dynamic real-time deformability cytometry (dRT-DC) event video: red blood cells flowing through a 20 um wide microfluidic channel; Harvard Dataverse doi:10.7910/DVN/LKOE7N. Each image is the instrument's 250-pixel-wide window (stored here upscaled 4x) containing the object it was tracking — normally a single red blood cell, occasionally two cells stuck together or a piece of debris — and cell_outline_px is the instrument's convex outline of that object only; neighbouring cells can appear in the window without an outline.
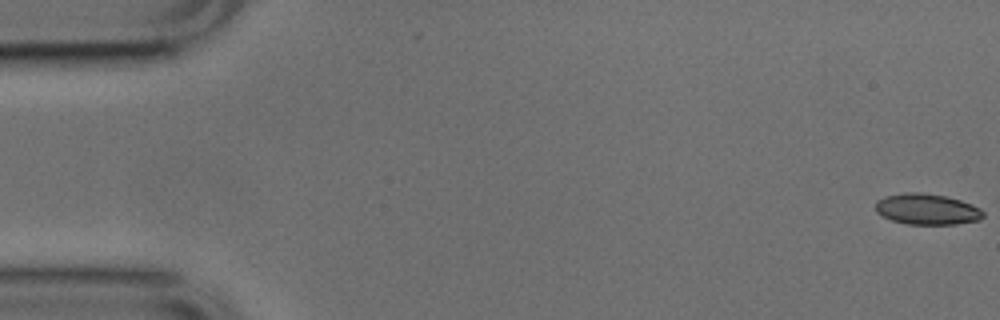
{"species": "common noctule bat (a hibernating species)", "species_latin": "Nyctalus noctula", "temperature_condition": "cold", "stored_images_in_passage": 32, "camera_frame_rate_fps": 3000, "um_per_image_px": 0.085, "animal": {"sex": "male", "body_mass_g": 17.9, "forearm_length_mm": 54.2}, "frame": {"image": 1, "passage_image": 1, "time_ms": 0.0, "image_size_px": [1000, 320], "cell_outline_px": [[984, 216], [980, 220], [956, 224], [908, 224], [892, 220], [876, 212], [876, 200], [884, 196], [904, 192], [920, 192], [944, 196], [960, 200], [972, 204], [980, 208], [984, 212]], "centroid_in_image_um": [78.8, 17.77], "position_along_channel_um": 6.2, "area_um2": 19.42}}
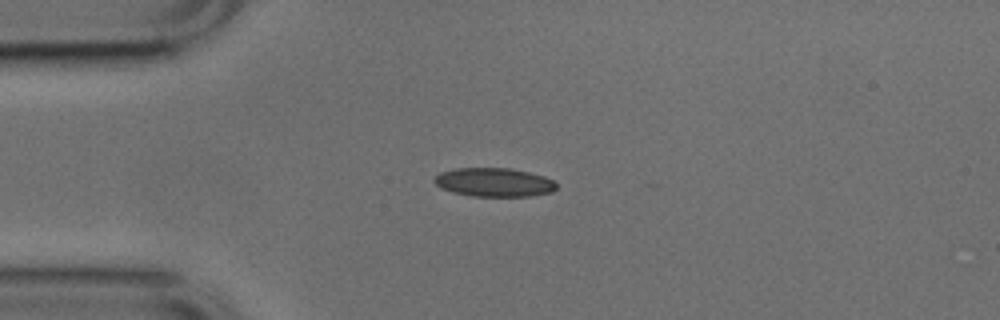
{"frame": {"image": 2, "passage_image": 13, "time_ms": 4.0, "image_size_px": [1000, 320], "cell_outline_px": [[556, 188], [552, 192], [528, 196], [472, 196], [452, 192], [440, 188], [432, 180], [440, 172], [456, 168], [508, 168], [528, 172], [544, 176], [552, 180], [556, 184]], "centroid_in_image_um": [41.96, 15.49], "position_along_channel_um": 43.0, "area_um2": 20.4}}
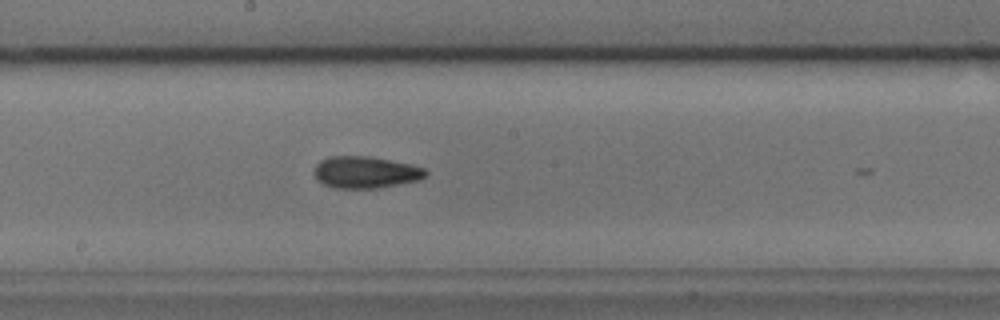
{"frame": {"image": 3, "passage_image": 28, "time_ms": 9.0, "image_size_px": [1000, 320], "cell_outline_px": [[428, 172], [420, 180], [380, 188], [332, 188], [316, 180], [316, 164], [320, 160], [328, 156], [368, 156], [412, 164], [424, 168]], "centroid_in_image_um": [31.08, 14.64], "position_along_channel_um": 217.1, "area_um2": 20.75}}